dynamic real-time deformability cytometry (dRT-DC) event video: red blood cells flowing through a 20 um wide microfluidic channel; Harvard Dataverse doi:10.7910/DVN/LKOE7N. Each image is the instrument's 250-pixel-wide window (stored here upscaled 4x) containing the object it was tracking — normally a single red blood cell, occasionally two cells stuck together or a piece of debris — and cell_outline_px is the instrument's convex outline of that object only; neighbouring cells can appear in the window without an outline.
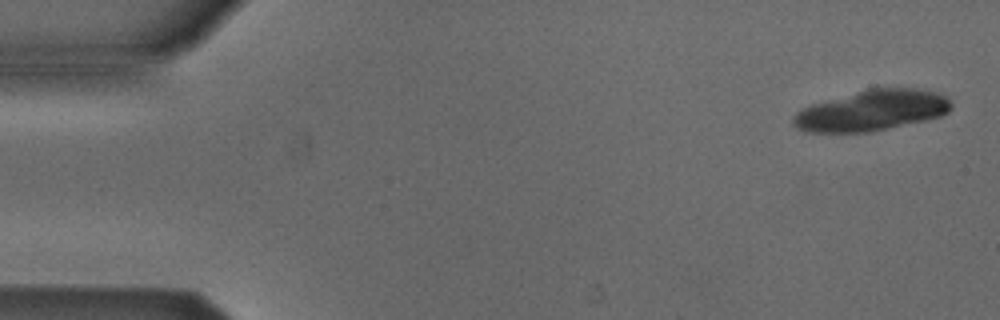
{"species": "Egyptian fruit bat (a non-hibernating species)", "species_latin": "Rousettus aegyptiacus", "temperature_condition": "cold", "stored_images_in_passage": 5, "camera_frame_rate_fps": 3000, "um_per_image_px": 0.085, "animal": {"sex": "male"}, "frame": {"image": 1, "passage_image": 1, "time_ms": 0.0, "image_size_px": [1000, 320], "cell_outline_px": [[952, 108], [948, 112], [940, 116], [924, 120], [872, 132], [804, 132], [796, 128], [792, 124], [792, 116], [796, 112], [812, 104], [868, 88], [912, 88], [932, 92], [944, 96], [952, 104]], "centroid_in_image_um": [74.05, 9.4], "position_along_channel_um": 11.0, "area_um2": 37.22}}